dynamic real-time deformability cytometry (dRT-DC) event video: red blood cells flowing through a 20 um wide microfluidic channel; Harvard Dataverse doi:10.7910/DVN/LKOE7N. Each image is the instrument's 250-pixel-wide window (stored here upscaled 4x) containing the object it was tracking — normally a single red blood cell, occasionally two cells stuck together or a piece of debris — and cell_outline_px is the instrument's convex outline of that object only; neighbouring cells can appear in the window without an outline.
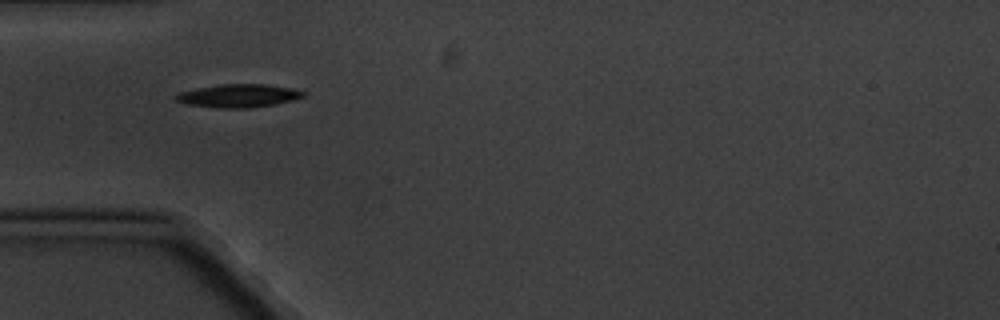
{"species": "common noctule bat (a hibernating species)", "species_latin": "Nyctalus noctula", "temperature_condition": "cold", "stored_images_in_passage": 2, "camera_frame_rate_fps": 3000, "um_per_image_px": 0.085, "animal": {"sex": "male", "body_mass_g": 20.1, "forearm_length_mm": 53.5}, "frame": {"image": 1, "passage_image": 1, "time_ms": 0.0, "image_size_px": [1000, 320], "cell_outline_px": [[304, 96], [292, 100], [276, 104], [248, 108], [220, 108], [188, 104], [176, 100], [176, 96], [180, 92], [196, 88], [224, 84], [264, 84], [292, 88], [304, 92]], "centroid_in_image_um": [20.29, 8.14], "position_along_channel_um": 64.7, "area_um2": 16.94}}